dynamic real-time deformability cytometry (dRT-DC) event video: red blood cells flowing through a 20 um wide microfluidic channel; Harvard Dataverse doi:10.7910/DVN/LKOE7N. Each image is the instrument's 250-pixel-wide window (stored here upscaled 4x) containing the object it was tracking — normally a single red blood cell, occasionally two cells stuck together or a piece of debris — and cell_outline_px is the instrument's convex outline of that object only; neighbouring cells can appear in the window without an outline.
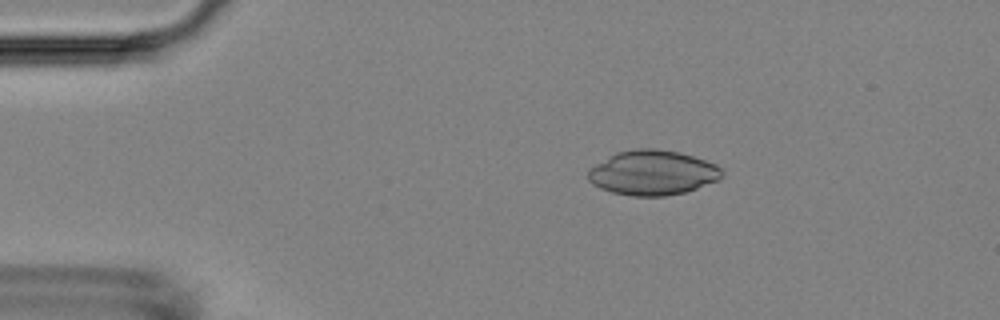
{"species": "Egyptian fruit bat (a non-hibernating species)", "species_latin": "Rousettus aegyptiacus", "temperature_condition": "room temperature", "stored_images_in_passage": 46, "camera_frame_rate_fps": 3000, "um_per_image_px": 0.085, "animal": {"sex": "female"}, "frame": {"image": 1, "passage_image": 2, "time_ms": 0.333, "image_size_px": [1000, 320], "cell_outline_px": [[724, 172], [716, 180], [696, 188], [684, 192], [664, 196], [632, 196], [612, 192], [600, 188], [592, 184], [588, 180], [588, 168], [616, 152], [632, 148], [656, 148], [680, 152], [716, 164]], "centroid_in_image_um": [55.42, 14.67], "position_along_channel_um": 29.6, "area_um2": 34.91}}
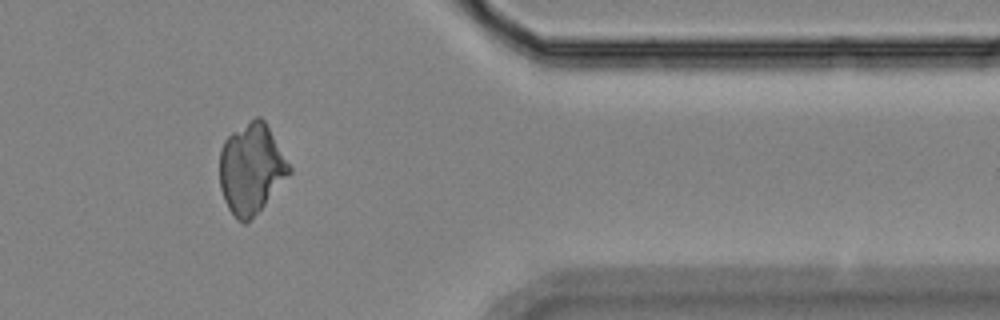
{"frame": {"image": 2, "passage_image": 37, "time_ms": 12.0, "image_size_px": [1000, 320], "cell_outline_px": [[292, 172], [248, 224], [244, 224], [236, 220], [228, 208], [224, 200], [220, 188], [220, 152], [224, 140], [232, 132], [256, 116], [260, 116], [264, 120], [292, 168]], "centroid_in_image_um": [21.35, 14.37], "position_along_channel_um": 390.0, "area_um2": 36.65}}
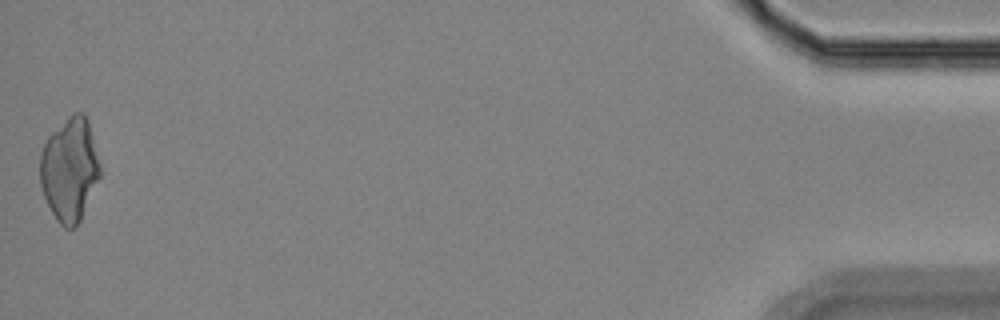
{"frame": {"image": 3, "passage_image": 46, "time_ms": 15.0, "image_size_px": [1000, 320], "cell_outline_px": [[100, 176], [80, 220], [72, 228], [64, 228], [56, 220], [44, 196], [40, 184], [40, 152], [48, 136], [72, 112], [84, 112], [88, 120], [100, 164]], "centroid_in_image_um": [5.9, 14.37], "position_along_channel_um": 429.3, "area_um2": 36.01}}